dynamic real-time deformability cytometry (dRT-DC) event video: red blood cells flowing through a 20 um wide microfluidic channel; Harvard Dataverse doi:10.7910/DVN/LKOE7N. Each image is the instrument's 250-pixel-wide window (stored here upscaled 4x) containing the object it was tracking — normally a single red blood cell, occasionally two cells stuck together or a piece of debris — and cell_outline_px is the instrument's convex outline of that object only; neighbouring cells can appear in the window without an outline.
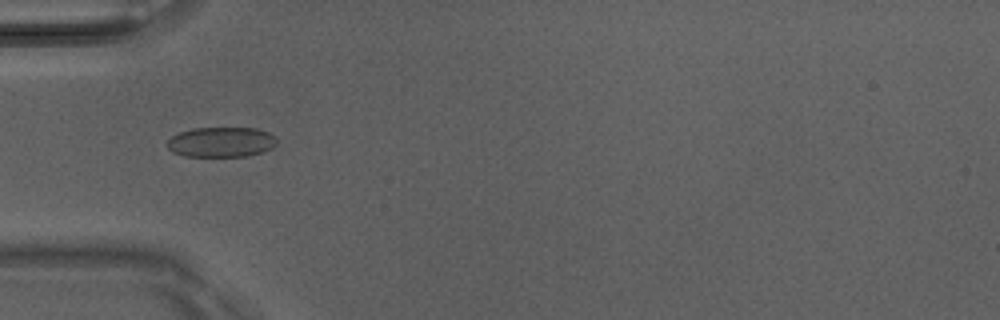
{"species": "Egyptian fruit bat (a non-hibernating species)", "species_latin": "Rousettus aegyptiacus", "temperature_condition": "room temperature", "stored_images_in_passage": 5, "camera_frame_rate_fps": 3000, "um_per_image_px": 0.085, "animal": {"sex": "male"}, "frame": {"image": 1, "passage_image": 3, "time_ms": 0.667, "image_size_px": [1000, 320], "cell_outline_px": [[276, 144], [272, 148], [264, 152], [248, 156], [184, 156], [172, 152], [168, 148], [168, 140], [172, 136], [180, 132], [192, 128], [256, 128], [268, 132], [276, 136]], "centroid_in_image_um": [18.83, 12.08], "position_along_channel_um": 66.2, "area_um2": 19.31}}